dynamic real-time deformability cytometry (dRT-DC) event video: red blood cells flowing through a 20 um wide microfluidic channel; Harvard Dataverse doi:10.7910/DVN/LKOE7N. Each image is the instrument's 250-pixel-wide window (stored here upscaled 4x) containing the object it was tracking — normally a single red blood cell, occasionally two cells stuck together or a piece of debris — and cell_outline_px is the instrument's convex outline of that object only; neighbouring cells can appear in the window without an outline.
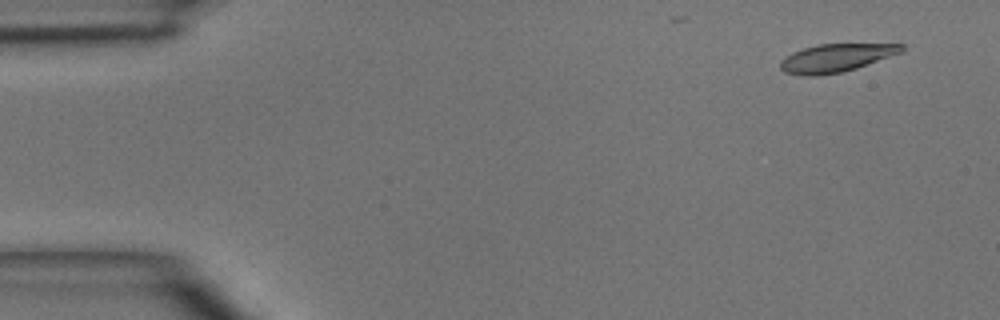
{"species": "common noctule bat (a hibernating species)", "species_latin": "Nyctalus noctula", "temperature_condition": "room temperature", "stored_images_in_passage": 7, "camera_frame_rate_fps": 3000, "um_per_image_px": 0.085, "animal": {"sex": "male", "body_mass_g": 15.6}, "frame": {"image": 1, "passage_image": 1, "time_ms": 0.0, "image_size_px": [1000, 320], "cell_outline_px": [[904, 52], [856, 68], [840, 72], [816, 76], [804, 76], [784, 72], [780, 68], [780, 60], [792, 52], [816, 44], [904, 44]], "centroid_in_image_um": [71.05, 4.92], "position_along_channel_um": 13.9, "area_um2": 19.88}}